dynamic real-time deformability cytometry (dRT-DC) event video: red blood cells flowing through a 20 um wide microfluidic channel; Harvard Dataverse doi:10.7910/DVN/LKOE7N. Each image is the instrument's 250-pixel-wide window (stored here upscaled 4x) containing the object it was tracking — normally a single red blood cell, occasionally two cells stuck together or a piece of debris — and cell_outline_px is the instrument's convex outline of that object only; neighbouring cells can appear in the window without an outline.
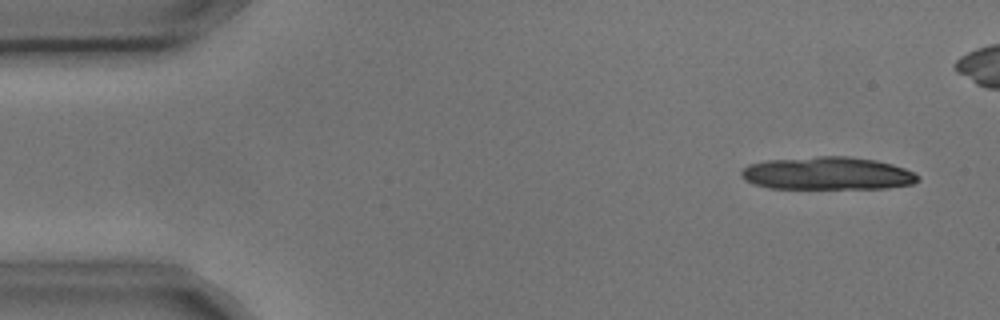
{"species": "common noctule bat (a hibernating species)", "species_latin": "Nyctalus noctula", "temperature_condition": "cold", "stored_images_in_passage": 5, "camera_frame_rate_fps": 3000, "um_per_image_px": 0.085, "animal": {"sex": "male", "body_mass_g": 17.9, "forearm_length_mm": 54.2}, "frame": {"image": 1, "passage_image": 1, "time_ms": 0.0, "image_size_px": [1000, 320], "cell_outline_px": [[920, 180], [912, 184], [888, 188], [768, 188], [752, 184], [744, 180], [740, 176], [740, 172], [748, 164], [764, 160], [816, 156], [848, 156], [876, 160], [892, 164], [904, 168], [920, 176]], "centroid_in_image_um": [70.3, 14.73], "position_along_channel_um": 14.7, "area_um2": 34.1}}